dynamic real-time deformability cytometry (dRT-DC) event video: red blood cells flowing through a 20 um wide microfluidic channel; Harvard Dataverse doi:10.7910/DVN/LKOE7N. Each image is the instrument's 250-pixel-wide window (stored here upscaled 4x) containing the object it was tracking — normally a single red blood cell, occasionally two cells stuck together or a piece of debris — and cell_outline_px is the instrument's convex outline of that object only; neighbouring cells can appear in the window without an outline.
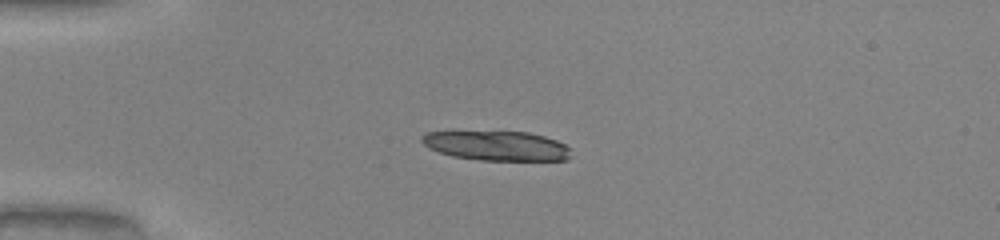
{"species": "common noctule bat (a hibernating species)", "species_latin": "Nyctalus noctula", "temperature_condition": "warm", "stored_images_in_passage": 38, "camera_frame_rate_fps": 3000, "um_per_image_px": 0.085, "animal": {"sex": "male", "body_mass_g": 20.0, "forearm_length_mm": 53.3}, "frame": {"image": 1, "passage_image": 1, "time_ms": 0.0, "image_size_px": [1000, 240], "cell_outline_px": [[568, 160], [480, 160], [452, 156], [428, 148], [420, 140], [420, 136], [424, 132], [528, 132], [544, 136], [556, 140], [564, 144], [568, 148]], "centroid_in_image_um": [42.17, 12.39], "position_along_channel_um": 42.8, "area_um2": 25.43}, "authors_computed_cell_mechanics": {"area_um2": 16.8198, "velocity_mm_per_s": 4.108, "shape_relaxation_time_tau1_ms": 2.2277, "shape_relaxation_time_tau2_ms": 1.5491, "deformation_change_tau1": 0.3231, "deformation_change_tau2": 0.0633}}